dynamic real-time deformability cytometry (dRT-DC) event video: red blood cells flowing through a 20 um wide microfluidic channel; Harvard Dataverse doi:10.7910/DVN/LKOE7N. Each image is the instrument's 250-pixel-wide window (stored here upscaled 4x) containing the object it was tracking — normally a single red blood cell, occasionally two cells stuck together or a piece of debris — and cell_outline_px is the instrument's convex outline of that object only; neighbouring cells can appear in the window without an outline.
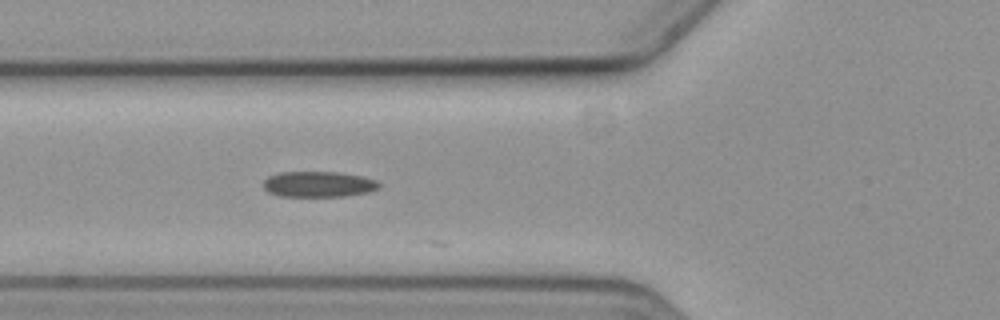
{"species": "common noctule bat (a hibernating species)", "species_latin": "Nyctalus noctula", "temperature_condition": "cold", "stored_images_in_passage": 3, "camera_frame_rate_fps": 3000, "um_per_image_px": 0.085, "animal": {"sex": "female", "body_mass_g": 19.3, "forearm_length_mm": 54.1}, "frame": {"image": 1, "passage_image": 3, "time_ms": 2.333, "image_size_px": [1000, 320], "cell_outline_px": [[380, 188], [368, 192], [344, 196], [280, 196], [268, 192], [264, 188], [264, 180], [268, 176], [280, 172], [336, 172], [360, 176], [376, 180], [380, 184]], "centroid_in_image_um": [27.06, 15.66], "position_along_channel_um": 98.7, "area_um2": 17.22}}